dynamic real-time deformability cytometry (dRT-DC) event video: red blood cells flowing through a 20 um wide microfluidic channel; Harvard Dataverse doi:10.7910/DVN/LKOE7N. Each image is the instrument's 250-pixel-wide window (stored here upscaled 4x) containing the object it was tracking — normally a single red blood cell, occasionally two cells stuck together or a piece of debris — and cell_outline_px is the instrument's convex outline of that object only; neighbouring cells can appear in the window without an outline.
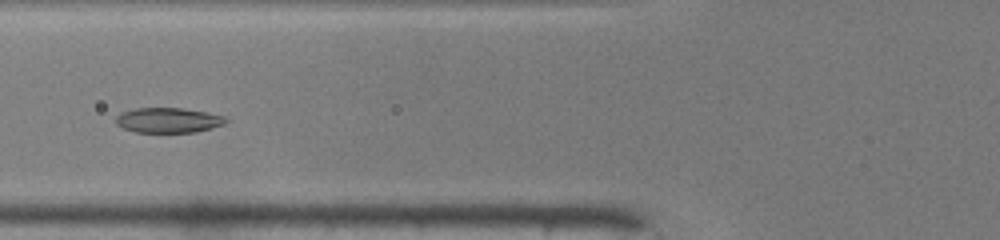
{"species": "common noctule bat (a hibernating species)", "species_latin": "Nyctalus noctula", "temperature_condition": "warm", "stored_images_in_passage": 46, "camera_frame_rate_fps": 3000, "um_per_image_px": 0.085, "animal": {"sex": "male", "body_mass_g": 19.0, "forearm_length_mm": 50.8}, "frame": {"image": 1, "passage_image": 17, "time_ms": 5.333, "image_size_px": [1000, 240], "cell_outline_px": [[228, 120], [224, 124], [212, 128], [196, 132], [136, 132], [124, 128], [116, 124], [116, 116], [120, 112], [136, 108], [180, 108], [208, 112], [224, 116]], "centroid_in_image_um": [14.31, 10.21], "position_along_channel_um": 111.5, "area_um2": 16.07}}
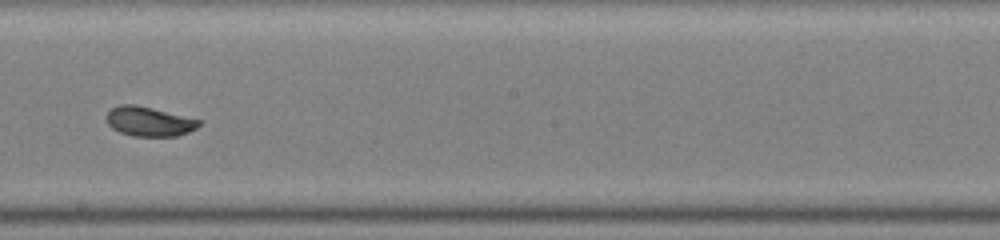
{"frame": {"image": 2, "passage_image": 26, "time_ms": 8.333, "image_size_px": [1000, 240], "cell_outline_px": [[200, 124], [196, 128], [188, 132], [176, 136], [132, 136], [120, 132], [112, 128], [108, 124], [108, 112], [112, 108], [120, 104], [136, 104], [200, 120]], "centroid_in_image_um": [12.66, 10.33], "position_along_channel_um": 235.5, "area_um2": 15.66}}
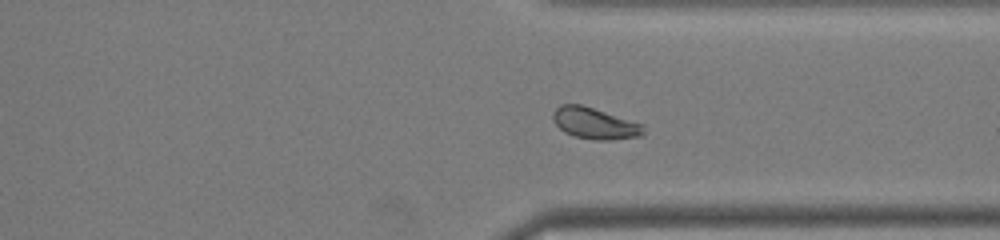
{"frame": {"image": 3, "passage_image": 35, "time_ms": 11.333, "image_size_px": [1000, 240], "cell_outline_px": [[644, 136], [612, 140], [596, 140], [572, 136], [564, 132], [552, 120], [552, 112], [560, 104], [580, 104], [644, 124]], "centroid_in_image_um": [50.56, 10.49], "position_along_channel_um": 360.8, "area_um2": 16.7}, "authors_computed_cell_mechanics": {"area_um2": 16.762, "velocity_mm_per_s": 4.147, "shape_relaxation_time_tau1_ms": 2.1449, "shape_relaxation_time_tau2_ms": 1.0354, "deformation_change_tau1": 0.1105, "deformation_change_tau2": 0.0463}}